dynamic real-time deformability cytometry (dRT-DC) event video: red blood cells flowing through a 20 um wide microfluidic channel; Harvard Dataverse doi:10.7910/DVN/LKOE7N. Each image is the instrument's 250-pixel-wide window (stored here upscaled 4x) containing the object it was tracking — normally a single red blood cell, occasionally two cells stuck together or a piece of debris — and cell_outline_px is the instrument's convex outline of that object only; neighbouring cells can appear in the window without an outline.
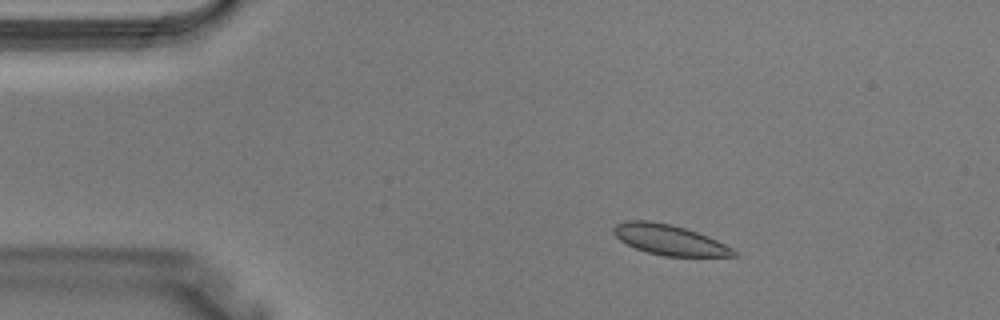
{"species": "Egyptian fruit bat (a non-hibernating species)", "species_latin": "Rousettus aegyptiacus", "temperature_condition": "warm", "stored_images_in_passage": 2, "camera_frame_rate_fps": 3000, "um_per_image_px": 0.085, "animal": {"sex": "male"}, "frame": {"image": 1, "passage_image": 1, "time_ms": 0.0, "image_size_px": [1000, 320], "cell_outline_px": [[740, 256], [664, 256], [648, 252], [636, 248], [620, 240], [612, 232], [612, 228], [616, 224], [624, 220], [648, 220], [672, 224], [708, 236], [732, 248]], "centroid_in_image_um": [56.87, 20.37], "position_along_channel_um": 28.1, "area_um2": 21.1}}